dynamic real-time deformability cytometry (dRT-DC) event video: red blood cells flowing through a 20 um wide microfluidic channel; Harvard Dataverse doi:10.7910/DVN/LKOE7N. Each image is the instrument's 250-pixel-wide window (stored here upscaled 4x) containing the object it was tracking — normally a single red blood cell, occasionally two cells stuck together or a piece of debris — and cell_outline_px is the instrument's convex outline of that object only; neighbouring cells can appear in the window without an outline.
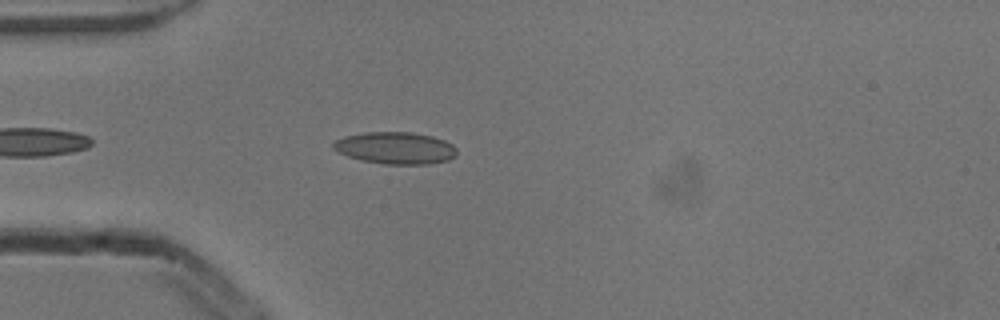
{"species": "common noctule bat (a hibernating species)", "species_latin": "Nyctalus noctula", "temperature_condition": "cold", "stored_images_in_passage": 25, "camera_frame_rate_fps": 3000, "um_per_image_px": 0.085, "animal": {"sex": "male", "body_mass_g": 13.3}, "frame": {"image": 1, "passage_image": 5, "time_ms": 1.333, "image_size_px": [1000, 320], "cell_outline_px": [[456, 156], [448, 160], [428, 164], [384, 164], [360, 160], [348, 156], [332, 148], [332, 144], [336, 140], [344, 136], [364, 132], [412, 132], [432, 136], [444, 140], [452, 144], [456, 148]], "centroid_in_image_um": [33.61, 12.58], "position_along_channel_um": 51.4, "area_um2": 23.06}}
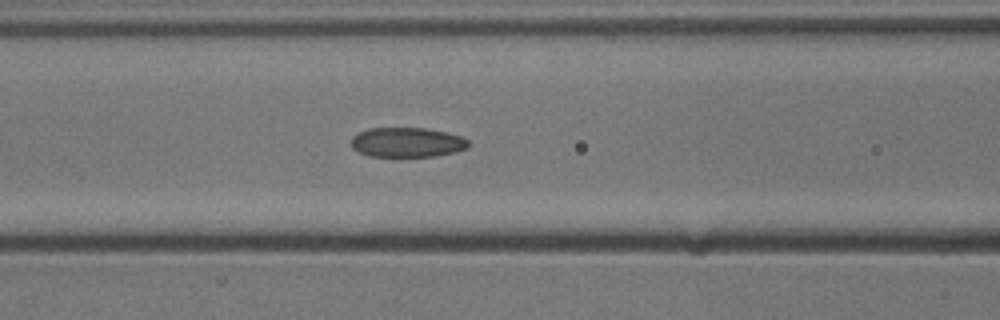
{"frame": {"image": 2, "passage_image": 12, "time_ms": 3.667, "image_size_px": [1000, 320], "cell_outline_px": [[468, 148], [456, 152], [436, 156], [368, 156], [352, 148], [352, 136], [368, 128], [424, 128], [444, 132], [460, 136], [468, 140]], "centroid_in_image_um": [34.6, 12.1], "position_along_channel_um": 132.0, "area_um2": 20.17}}
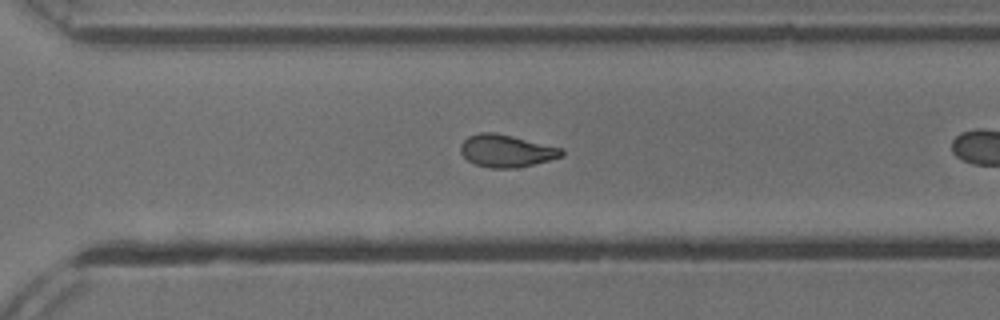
{"frame": {"image": 3, "passage_image": 24, "time_ms": 7.667, "image_size_px": [1000, 320], "cell_outline_px": [[564, 156], [532, 164], [512, 168], [488, 168], [476, 164], [468, 160], [460, 152], [460, 144], [468, 136], [480, 132], [496, 132], [564, 148]], "centroid_in_image_um": [43.04, 12.81], "position_along_channel_um": 327.6, "area_um2": 19.13}}